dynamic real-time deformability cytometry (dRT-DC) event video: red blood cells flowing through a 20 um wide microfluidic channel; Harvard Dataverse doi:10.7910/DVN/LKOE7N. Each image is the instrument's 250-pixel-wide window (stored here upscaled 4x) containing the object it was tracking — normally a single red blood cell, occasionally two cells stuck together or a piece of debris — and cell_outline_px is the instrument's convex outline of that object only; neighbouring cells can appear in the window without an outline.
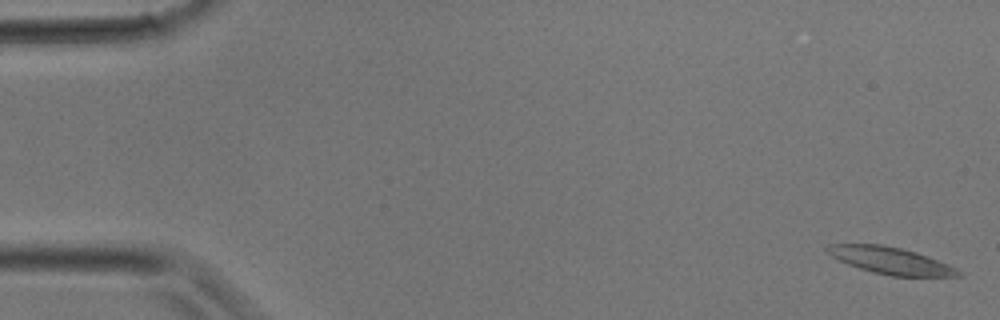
{"species": "common noctule bat (a hibernating species)", "species_latin": "Nyctalus noctula", "temperature_condition": "room temperature", "stored_images_in_passage": 8, "camera_frame_rate_fps": 3000, "um_per_image_px": 0.085, "animal": {"sex": "male", "body_mass_g": 17.9}, "frame": {"image": 1, "passage_image": 1, "time_ms": 0.0, "image_size_px": [1000, 320], "cell_outline_px": [[964, 276], [892, 276], [872, 272], [848, 264], [832, 256], [824, 248], [828, 244], [880, 244], [900, 248], [916, 252], [948, 264], [956, 268]], "centroid_in_image_um": [75.7, 22.15], "position_along_channel_um": 9.3, "area_um2": 20.29}}